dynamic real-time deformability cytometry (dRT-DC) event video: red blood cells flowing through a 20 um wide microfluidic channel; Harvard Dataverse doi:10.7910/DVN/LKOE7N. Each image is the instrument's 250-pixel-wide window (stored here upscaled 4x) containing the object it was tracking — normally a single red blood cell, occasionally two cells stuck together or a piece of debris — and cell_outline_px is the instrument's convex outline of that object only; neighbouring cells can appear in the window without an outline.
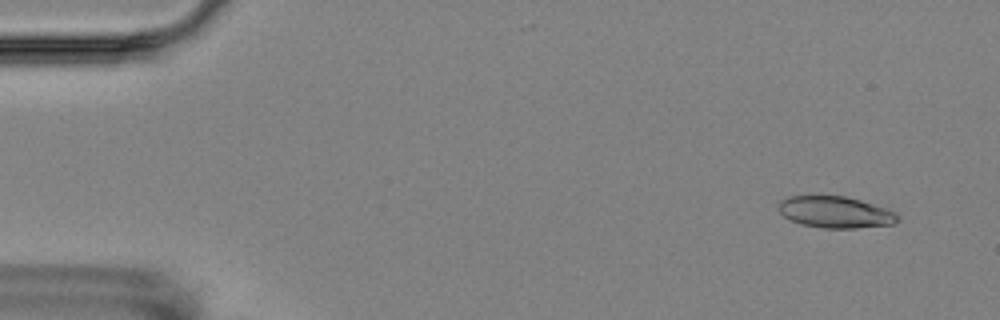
{"species": "Egyptian fruit bat (a non-hibernating species)", "species_latin": "Rousettus aegyptiacus", "temperature_condition": "room temperature", "stored_images_in_passage": 9, "camera_frame_rate_fps": 3000, "um_per_image_px": 0.085, "animal": {"sex": "female"}, "frame": {"image": 1, "passage_image": 2, "time_ms": 1.0, "image_size_px": [1000, 320], "cell_outline_px": [[900, 216], [892, 224], [856, 228], [824, 228], [800, 224], [784, 216], [776, 208], [776, 204], [780, 200], [788, 196], [844, 196], [860, 200], [896, 212]], "centroid_in_image_um": [70.95, 18.03], "position_along_channel_um": 14.1, "area_um2": 21.85}}
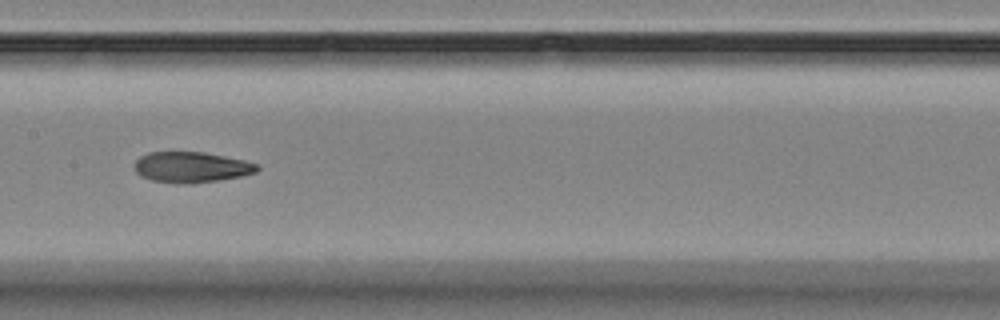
{"frame": {"image": 2, "passage_image": 8, "time_ms": 9.0, "image_size_px": [1000, 320], "cell_outline_px": [[260, 168], [256, 172], [240, 176], [192, 184], [176, 184], [152, 180], [140, 176], [136, 172], [136, 160], [140, 156], [148, 152], [204, 152], [244, 160], [256, 164]], "centroid_in_image_um": [16.24, 14.21], "position_along_channel_um": 191.2, "area_um2": 21.85}}
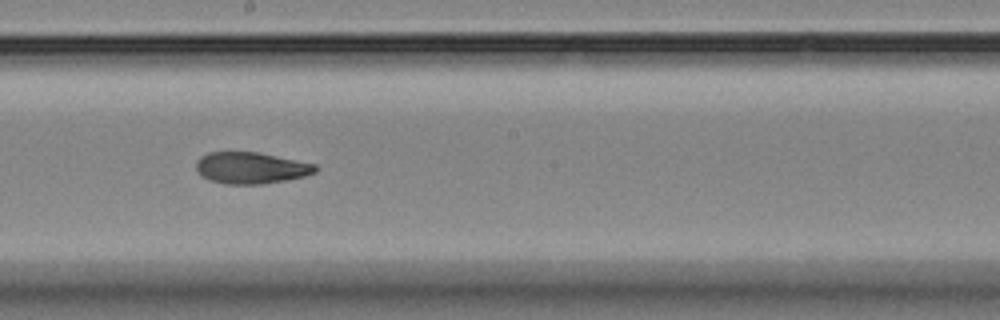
{"frame": {"image": 3, "passage_image": 9, "time_ms": 10.0, "image_size_px": [1000, 320], "cell_outline_px": [[320, 168], [316, 172], [304, 176], [264, 184], [224, 184], [208, 180], [196, 168], [196, 160], [200, 156], [208, 152], [256, 152], [316, 164]], "centroid_in_image_um": [21.33, 14.27], "position_along_channel_um": 226.9, "area_um2": 21.85}}